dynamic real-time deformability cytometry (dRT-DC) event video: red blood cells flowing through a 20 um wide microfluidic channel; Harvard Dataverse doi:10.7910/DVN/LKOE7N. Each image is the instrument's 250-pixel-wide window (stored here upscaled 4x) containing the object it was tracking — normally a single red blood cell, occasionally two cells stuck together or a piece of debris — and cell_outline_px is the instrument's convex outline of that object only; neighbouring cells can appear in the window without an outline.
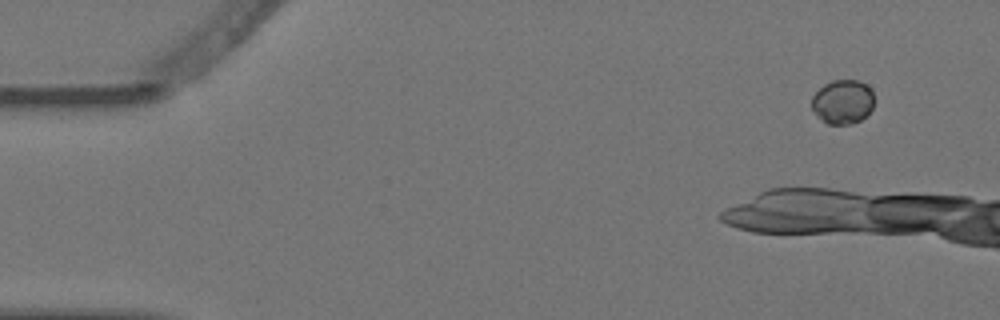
{"species": "Egyptian fruit bat (a non-hibernating species)", "species_latin": "Rousettus aegyptiacus", "temperature_condition": "warm", "stored_images_in_passage": 4, "camera_frame_rate_fps": 3000, "um_per_image_px": 0.085, "animal": {"sex": "female"}, "frame": {"image": 1, "passage_image": 1, "time_ms": 0.0, "image_size_px": [1000, 320], "cell_outline_px": [[872, 108], [860, 120], [852, 124], [828, 124], [820, 120], [816, 116], [812, 108], [812, 96], [824, 84], [832, 80], [856, 80], [864, 84], [872, 92]], "centroid_in_image_um": [71.58, 8.67], "position_along_channel_um": 13.4, "area_um2": 15.9}}